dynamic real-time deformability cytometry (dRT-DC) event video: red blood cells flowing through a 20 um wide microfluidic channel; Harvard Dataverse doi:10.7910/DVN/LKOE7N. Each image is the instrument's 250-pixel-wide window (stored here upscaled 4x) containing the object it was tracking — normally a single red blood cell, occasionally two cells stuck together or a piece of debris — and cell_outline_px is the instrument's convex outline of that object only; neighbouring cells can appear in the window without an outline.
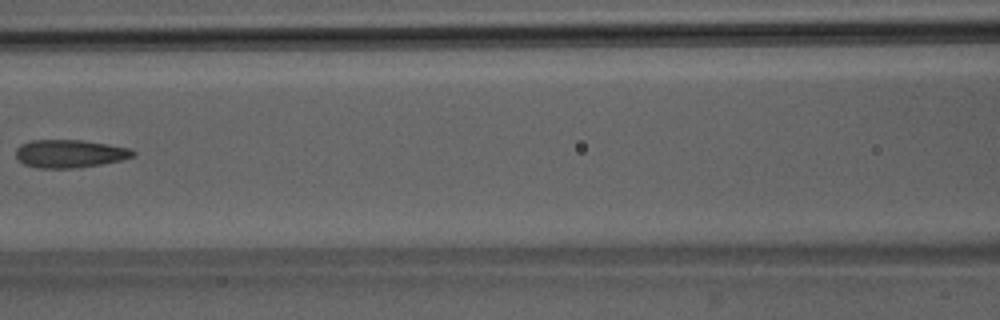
{"species": "Egyptian fruit bat (a non-hibernating species)", "species_latin": "Rousettus aegyptiacus", "temperature_condition": "room temperature", "stored_images_in_passage": 6, "camera_frame_rate_fps": 3000, "um_per_image_px": 0.085, "animal": {"sex": "male"}, "frame": {"image": 1, "passage_image": 6, "time_ms": 6.667, "image_size_px": [1000, 320], "cell_outline_px": [[136, 156], [120, 160], [100, 164], [72, 168], [36, 168], [24, 164], [16, 156], [16, 148], [20, 144], [32, 140], [80, 140], [128, 148], [136, 152]], "centroid_in_image_um": [5.89, 13.06], "position_along_channel_um": 160.7, "area_um2": 18.9}}